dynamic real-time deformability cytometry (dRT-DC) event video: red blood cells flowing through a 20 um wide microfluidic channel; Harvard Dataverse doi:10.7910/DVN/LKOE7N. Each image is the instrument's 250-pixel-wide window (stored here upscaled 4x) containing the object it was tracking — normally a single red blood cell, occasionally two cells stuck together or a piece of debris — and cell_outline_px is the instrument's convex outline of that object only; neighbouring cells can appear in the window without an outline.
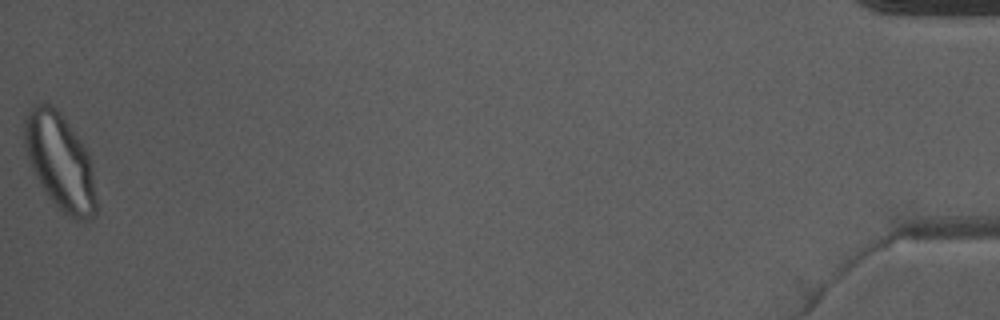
{"species": "Egyptian fruit bat (a non-hibernating species)", "species_latin": "Rousettus aegyptiacus", "temperature_condition": "warm", "stored_images_in_passage": 50, "camera_frame_rate_fps": 3000, "um_per_image_px": 0.085, "animal": {"sex": "male"}, "frame": {"image": 1, "passage_image": 50, "time_ms": 16.333, "image_size_px": [1000, 320], "cell_outline_px": [[96, 216], [88, 220], [76, 220], [64, 212], [48, 196], [40, 184], [28, 160], [24, 144], [24, 120], [28, 112], [32, 108], [40, 104], [52, 104], [60, 112], [88, 152], [92, 172], [96, 200]], "centroid_in_image_um": [5.1, 13.75], "position_along_channel_um": 430.1, "area_um2": 39.59}}